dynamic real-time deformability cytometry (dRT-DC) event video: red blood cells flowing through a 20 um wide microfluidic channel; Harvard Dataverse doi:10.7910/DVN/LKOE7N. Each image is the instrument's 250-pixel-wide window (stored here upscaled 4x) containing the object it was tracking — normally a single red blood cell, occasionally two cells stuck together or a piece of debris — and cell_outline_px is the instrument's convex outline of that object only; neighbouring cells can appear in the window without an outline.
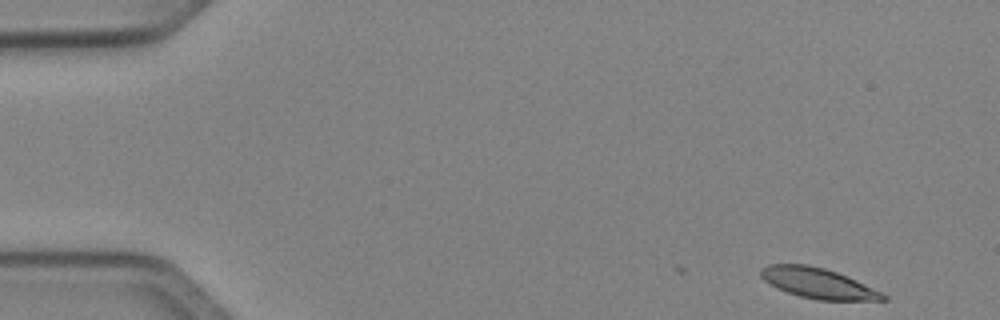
{"species": "Egyptian fruit bat (a non-hibernating species)", "species_latin": "Rousettus aegyptiacus", "temperature_condition": "cold", "stored_images_in_passage": 48, "camera_frame_rate_fps": 3000, "um_per_image_px": 0.085, "animal": {"sex": "female"}, "frame": {"image": 1, "passage_image": 1, "time_ms": 0.0, "image_size_px": [1000, 320], "cell_outline_px": [[888, 300], [820, 300], [800, 296], [776, 288], [764, 280], [760, 276], [760, 268], [768, 264], [808, 264], [824, 268], [836, 272], [856, 280], [884, 292], [888, 296]], "centroid_in_image_um": [69.54, 24.07], "position_along_channel_um": 15.5, "area_um2": 21.68}}
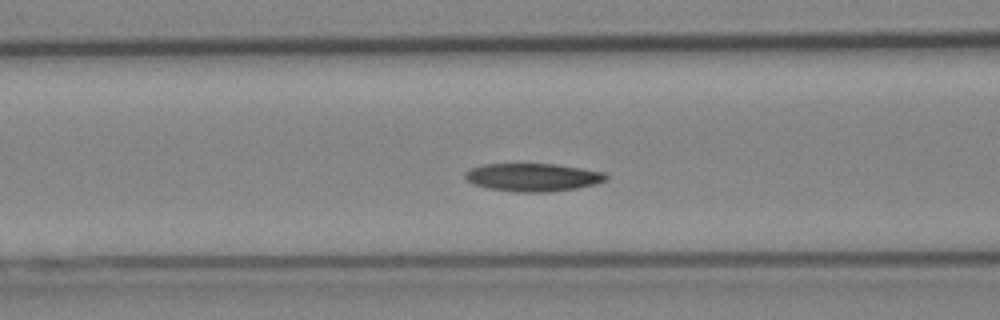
{"frame": {"image": 2, "passage_image": 18, "time_ms": 5.667, "image_size_px": [1000, 320], "cell_outline_px": [[608, 180], [596, 184], [576, 188], [544, 192], [516, 192], [488, 188], [472, 184], [464, 180], [464, 172], [472, 168], [484, 164], [556, 164], [604, 172], [608, 176]], "centroid_in_image_um": [45.27, 15.07], "position_along_channel_um": 121.3, "area_um2": 23.06}}
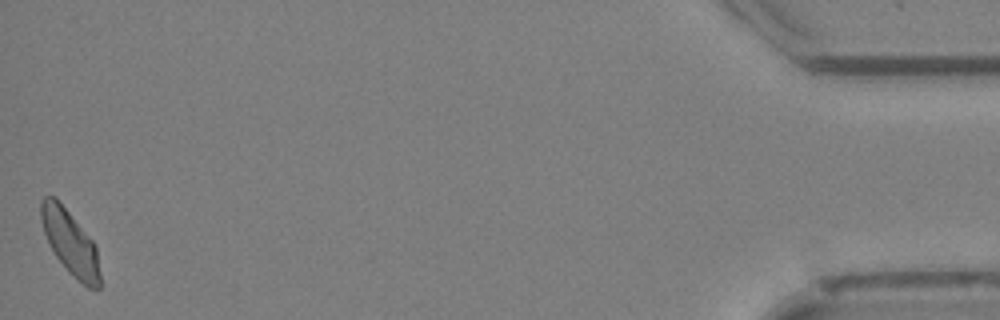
{"frame": {"image": 3, "passage_image": 48, "time_ms": 15.667, "image_size_px": [1000, 320], "cell_outline_px": [[100, 288], [88, 288], [72, 276], [68, 272], [56, 256], [44, 232], [40, 220], [40, 200], [44, 196], [56, 196], [92, 240], [96, 248], [100, 276]], "centroid_in_image_um": [5.95, 20.59], "position_along_channel_um": 429.3, "area_um2": 22.02}, "authors_computed_cell_mechanics": {"area_um2": 22.5131, "velocity_mm_per_s": 3.9959, "shape_relaxation_time_tau1_ms": 4.682, "shape_relaxation_time_tau2_ms": null, "deformation_change_tau1": 0.1004, "deformation_change_tau2": null}}